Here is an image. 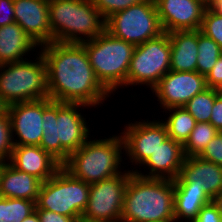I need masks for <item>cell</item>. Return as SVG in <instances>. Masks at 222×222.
<instances>
[{
	"instance_id": "cell-1",
	"label": "cell",
	"mask_w": 222,
	"mask_h": 222,
	"mask_svg": "<svg viewBox=\"0 0 222 222\" xmlns=\"http://www.w3.org/2000/svg\"><path fill=\"white\" fill-rule=\"evenodd\" d=\"M39 50L46 62L48 93L53 101L96 108L112 95L97 79L82 44L51 42Z\"/></svg>"
},
{
	"instance_id": "cell-2",
	"label": "cell",
	"mask_w": 222,
	"mask_h": 222,
	"mask_svg": "<svg viewBox=\"0 0 222 222\" xmlns=\"http://www.w3.org/2000/svg\"><path fill=\"white\" fill-rule=\"evenodd\" d=\"M89 108L80 103L43 99V136L40 147L63 164L70 154L90 138V125L80 112ZM79 110V111H78Z\"/></svg>"
},
{
	"instance_id": "cell-3",
	"label": "cell",
	"mask_w": 222,
	"mask_h": 222,
	"mask_svg": "<svg viewBox=\"0 0 222 222\" xmlns=\"http://www.w3.org/2000/svg\"><path fill=\"white\" fill-rule=\"evenodd\" d=\"M121 219L125 222H175L174 181L146 178L132 172Z\"/></svg>"
},
{
	"instance_id": "cell-4",
	"label": "cell",
	"mask_w": 222,
	"mask_h": 222,
	"mask_svg": "<svg viewBox=\"0 0 222 222\" xmlns=\"http://www.w3.org/2000/svg\"><path fill=\"white\" fill-rule=\"evenodd\" d=\"M48 8L51 42L81 44L105 31V19L92 0H55Z\"/></svg>"
},
{
	"instance_id": "cell-5",
	"label": "cell",
	"mask_w": 222,
	"mask_h": 222,
	"mask_svg": "<svg viewBox=\"0 0 222 222\" xmlns=\"http://www.w3.org/2000/svg\"><path fill=\"white\" fill-rule=\"evenodd\" d=\"M122 150L124 143L121 134L104 139L89 138L69 155L62 167L73 177L93 184L122 173Z\"/></svg>"
},
{
	"instance_id": "cell-6",
	"label": "cell",
	"mask_w": 222,
	"mask_h": 222,
	"mask_svg": "<svg viewBox=\"0 0 222 222\" xmlns=\"http://www.w3.org/2000/svg\"><path fill=\"white\" fill-rule=\"evenodd\" d=\"M100 83L112 94L127 87V73L135 47L106 30L95 39L81 43Z\"/></svg>"
},
{
	"instance_id": "cell-7",
	"label": "cell",
	"mask_w": 222,
	"mask_h": 222,
	"mask_svg": "<svg viewBox=\"0 0 222 222\" xmlns=\"http://www.w3.org/2000/svg\"><path fill=\"white\" fill-rule=\"evenodd\" d=\"M33 61L0 65V95L8 104L49 98L46 62L40 53Z\"/></svg>"
},
{
	"instance_id": "cell-8",
	"label": "cell",
	"mask_w": 222,
	"mask_h": 222,
	"mask_svg": "<svg viewBox=\"0 0 222 222\" xmlns=\"http://www.w3.org/2000/svg\"><path fill=\"white\" fill-rule=\"evenodd\" d=\"M90 184L73 177L61 167L42 183L35 209H44L81 222L89 199Z\"/></svg>"
},
{
	"instance_id": "cell-9",
	"label": "cell",
	"mask_w": 222,
	"mask_h": 222,
	"mask_svg": "<svg viewBox=\"0 0 222 222\" xmlns=\"http://www.w3.org/2000/svg\"><path fill=\"white\" fill-rule=\"evenodd\" d=\"M105 30L134 46L164 33L154 0H145L112 14L105 20Z\"/></svg>"
},
{
	"instance_id": "cell-10",
	"label": "cell",
	"mask_w": 222,
	"mask_h": 222,
	"mask_svg": "<svg viewBox=\"0 0 222 222\" xmlns=\"http://www.w3.org/2000/svg\"><path fill=\"white\" fill-rule=\"evenodd\" d=\"M171 45L169 34L148 40L135 47L127 73V86L145 85L152 90L170 71Z\"/></svg>"
},
{
	"instance_id": "cell-11",
	"label": "cell",
	"mask_w": 222,
	"mask_h": 222,
	"mask_svg": "<svg viewBox=\"0 0 222 222\" xmlns=\"http://www.w3.org/2000/svg\"><path fill=\"white\" fill-rule=\"evenodd\" d=\"M132 171L90 184L89 199L81 222H109L121 219L124 195Z\"/></svg>"
},
{
	"instance_id": "cell-12",
	"label": "cell",
	"mask_w": 222,
	"mask_h": 222,
	"mask_svg": "<svg viewBox=\"0 0 222 222\" xmlns=\"http://www.w3.org/2000/svg\"><path fill=\"white\" fill-rule=\"evenodd\" d=\"M139 120L124 125L121 136L124 143L123 152L137 166H142L152 153L168 138L165 124L160 120ZM127 154V155H126Z\"/></svg>"
},
{
	"instance_id": "cell-13",
	"label": "cell",
	"mask_w": 222,
	"mask_h": 222,
	"mask_svg": "<svg viewBox=\"0 0 222 222\" xmlns=\"http://www.w3.org/2000/svg\"><path fill=\"white\" fill-rule=\"evenodd\" d=\"M205 75L193 72L168 71L152 89L160 107L165 110L184 107L198 93L207 89Z\"/></svg>"
},
{
	"instance_id": "cell-14",
	"label": "cell",
	"mask_w": 222,
	"mask_h": 222,
	"mask_svg": "<svg viewBox=\"0 0 222 222\" xmlns=\"http://www.w3.org/2000/svg\"><path fill=\"white\" fill-rule=\"evenodd\" d=\"M8 114L14 146H39L43 136V99L11 104Z\"/></svg>"
},
{
	"instance_id": "cell-15",
	"label": "cell",
	"mask_w": 222,
	"mask_h": 222,
	"mask_svg": "<svg viewBox=\"0 0 222 222\" xmlns=\"http://www.w3.org/2000/svg\"><path fill=\"white\" fill-rule=\"evenodd\" d=\"M154 2L164 32L200 29L206 9L204 0H154Z\"/></svg>"
},
{
	"instance_id": "cell-16",
	"label": "cell",
	"mask_w": 222,
	"mask_h": 222,
	"mask_svg": "<svg viewBox=\"0 0 222 222\" xmlns=\"http://www.w3.org/2000/svg\"><path fill=\"white\" fill-rule=\"evenodd\" d=\"M14 20L39 47L51 43L48 2L14 0Z\"/></svg>"
},
{
	"instance_id": "cell-17",
	"label": "cell",
	"mask_w": 222,
	"mask_h": 222,
	"mask_svg": "<svg viewBox=\"0 0 222 222\" xmlns=\"http://www.w3.org/2000/svg\"><path fill=\"white\" fill-rule=\"evenodd\" d=\"M175 186H197L213 199L222 191V166L199 156L185 157Z\"/></svg>"
},
{
	"instance_id": "cell-18",
	"label": "cell",
	"mask_w": 222,
	"mask_h": 222,
	"mask_svg": "<svg viewBox=\"0 0 222 222\" xmlns=\"http://www.w3.org/2000/svg\"><path fill=\"white\" fill-rule=\"evenodd\" d=\"M183 144L168 137L144 162L143 168L149 169L143 173L134 168L131 170L146 178H161L175 180L185 160ZM142 172V173H141Z\"/></svg>"
},
{
	"instance_id": "cell-19",
	"label": "cell",
	"mask_w": 222,
	"mask_h": 222,
	"mask_svg": "<svg viewBox=\"0 0 222 222\" xmlns=\"http://www.w3.org/2000/svg\"><path fill=\"white\" fill-rule=\"evenodd\" d=\"M19 171L34 175L45 182L51 178L62 164L40 146H14L8 161Z\"/></svg>"
},
{
	"instance_id": "cell-20",
	"label": "cell",
	"mask_w": 222,
	"mask_h": 222,
	"mask_svg": "<svg viewBox=\"0 0 222 222\" xmlns=\"http://www.w3.org/2000/svg\"><path fill=\"white\" fill-rule=\"evenodd\" d=\"M43 181L34 175L19 171L9 162L0 168V197L37 201Z\"/></svg>"
},
{
	"instance_id": "cell-21",
	"label": "cell",
	"mask_w": 222,
	"mask_h": 222,
	"mask_svg": "<svg viewBox=\"0 0 222 222\" xmlns=\"http://www.w3.org/2000/svg\"><path fill=\"white\" fill-rule=\"evenodd\" d=\"M168 34L171 45L170 70L197 71L198 30H178Z\"/></svg>"
},
{
	"instance_id": "cell-22",
	"label": "cell",
	"mask_w": 222,
	"mask_h": 222,
	"mask_svg": "<svg viewBox=\"0 0 222 222\" xmlns=\"http://www.w3.org/2000/svg\"><path fill=\"white\" fill-rule=\"evenodd\" d=\"M36 48L38 51L39 46L18 23L0 27V65L23 61L26 55Z\"/></svg>"
},
{
	"instance_id": "cell-23",
	"label": "cell",
	"mask_w": 222,
	"mask_h": 222,
	"mask_svg": "<svg viewBox=\"0 0 222 222\" xmlns=\"http://www.w3.org/2000/svg\"><path fill=\"white\" fill-rule=\"evenodd\" d=\"M211 201L212 198L204 191V188L174 185L175 222H183V219L185 222H194L201 208Z\"/></svg>"
},
{
	"instance_id": "cell-24",
	"label": "cell",
	"mask_w": 222,
	"mask_h": 222,
	"mask_svg": "<svg viewBox=\"0 0 222 222\" xmlns=\"http://www.w3.org/2000/svg\"><path fill=\"white\" fill-rule=\"evenodd\" d=\"M168 113V118L162 120L168 132V137L174 141L184 144L192 130L195 128L196 120L184 107H174L163 110Z\"/></svg>"
},
{
	"instance_id": "cell-25",
	"label": "cell",
	"mask_w": 222,
	"mask_h": 222,
	"mask_svg": "<svg viewBox=\"0 0 222 222\" xmlns=\"http://www.w3.org/2000/svg\"><path fill=\"white\" fill-rule=\"evenodd\" d=\"M220 132L209 122H196L187 141L183 144L186 157L200 156L207 144Z\"/></svg>"
},
{
	"instance_id": "cell-26",
	"label": "cell",
	"mask_w": 222,
	"mask_h": 222,
	"mask_svg": "<svg viewBox=\"0 0 222 222\" xmlns=\"http://www.w3.org/2000/svg\"><path fill=\"white\" fill-rule=\"evenodd\" d=\"M221 92L222 91L216 89L207 88L189 100L184 108L191 114L196 122L210 123L214 101Z\"/></svg>"
},
{
	"instance_id": "cell-27",
	"label": "cell",
	"mask_w": 222,
	"mask_h": 222,
	"mask_svg": "<svg viewBox=\"0 0 222 222\" xmlns=\"http://www.w3.org/2000/svg\"><path fill=\"white\" fill-rule=\"evenodd\" d=\"M35 208V201L0 197V222H22Z\"/></svg>"
},
{
	"instance_id": "cell-28",
	"label": "cell",
	"mask_w": 222,
	"mask_h": 222,
	"mask_svg": "<svg viewBox=\"0 0 222 222\" xmlns=\"http://www.w3.org/2000/svg\"><path fill=\"white\" fill-rule=\"evenodd\" d=\"M221 55L222 49L220 46L198 29L197 72L206 76L212 70Z\"/></svg>"
},
{
	"instance_id": "cell-29",
	"label": "cell",
	"mask_w": 222,
	"mask_h": 222,
	"mask_svg": "<svg viewBox=\"0 0 222 222\" xmlns=\"http://www.w3.org/2000/svg\"><path fill=\"white\" fill-rule=\"evenodd\" d=\"M201 33L213 39L222 49V15L213 8H206L204 11Z\"/></svg>"
},
{
	"instance_id": "cell-30",
	"label": "cell",
	"mask_w": 222,
	"mask_h": 222,
	"mask_svg": "<svg viewBox=\"0 0 222 222\" xmlns=\"http://www.w3.org/2000/svg\"><path fill=\"white\" fill-rule=\"evenodd\" d=\"M14 148L9 114L0 116V162L9 161Z\"/></svg>"
},
{
	"instance_id": "cell-31",
	"label": "cell",
	"mask_w": 222,
	"mask_h": 222,
	"mask_svg": "<svg viewBox=\"0 0 222 222\" xmlns=\"http://www.w3.org/2000/svg\"><path fill=\"white\" fill-rule=\"evenodd\" d=\"M145 0H92L93 5L106 20L112 14L125 10L126 8L140 4Z\"/></svg>"
},
{
	"instance_id": "cell-32",
	"label": "cell",
	"mask_w": 222,
	"mask_h": 222,
	"mask_svg": "<svg viewBox=\"0 0 222 222\" xmlns=\"http://www.w3.org/2000/svg\"><path fill=\"white\" fill-rule=\"evenodd\" d=\"M204 160L211 161L222 166V134L216 135L206 146L199 156Z\"/></svg>"
},
{
	"instance_id": "cell-33",
	"label": "cell",
	"mask_w": 222,
	"mask_h": 222,
	"mask_svg": "<svg viewBox=\"0 0 222 222\" xmlns=\"http://www.w3.org/2000/svg\"><path fill=\"white\" fill-rule=\"evenodd\" d=\"M205 78L208 88L222 91V55Z\"/></svg>"
},
{
	"instance_id": "cell-34",
	"label": "cell",
	"mask_w": 222,
	"mask_h": 222,
	"mask_svg": "<svg viewBox=\"0 0 222 222\" xmlns=\"http://www.w3.org/2000/svg\"><path fill=\"white\" fill-rule=\"evenodd\" d=\"M194 222H222V217L216 205L211 201L201 208Z\"/></svg>"
},
{
	"instance_id": "cell-35",
	"label": "cell",
	"mask_w": 222,
	"mask_h": 222,
	"mask_svg": "<svg viewBox=\"0 0 222 222\" xmlns=\"http://www.w3.org/2000/svg\"><path fill=\"white\" fill-rule=\"evenodd\" d=\"M15 22L14 0H0V27Z\"/></svg>"
},
{
	"instance_id": "cell-36",
	"label": "cell",
	"mask_w": 222,
	"mask_h": 222,
	"mask_svg": "<svg viewBox=\"0 0 222 222\" xmlns=\"http://www.w3.org/2000/svg\"><path fill=\"white\" fill-rule=\"evenodd\" d=\"M40 222H77L73 217H68L56 212L44 209H35Z\"/></svg>"
},
{
	"instance_id": "cell-37",
	"label": "cell",
	"mask_w": 222,
	"mask_h": 222,
	"mask_svg": "<svg viewBox=\"0 0 222 222\" xmlns=\"http://www.w3.org/2000/svg\"><path fill=\"white\" fill-rule=\"evenodd\" d=\"M210 123L219 131H222V92L216 97Z\"/></svg>"
},
{
	"instance_id": "cell-38",
	"label": "cell",
	"mask_w": 222,
	"mask_h": 222,
	"mask_svg": "<svg viewBox=\"0 0 222 222\" xmlns=\"http://www.w3.org/2000/svg\"><path fill=\"white\" fill-rule=\"evenodd\" d=\"M212 202L216 205L218 208L220 215L222 217V191L218 193L213 199Z\"/></svg>"
},
{
	"instance_id": "cell-39",
	"label": "cell",
	"mask_w": 222,
	"mask_h": 222,
	"mask_svg": "<svg viewBox=\"0 0 222 222\" xmlns=\"http://www.w3.org/2000/svg\"><path fill=\"white\" fill-rule=\"evenodd\" d=\"M8 104L3 100V97L0 95V116L6 115L8 113Z\"/></svg>"
},
{
	"instance_id": "cell-40",
	"label": "cell",
	"mask_w": 222,
	"mask_h": 222,
	"mask_svg": "<svg viewBox=\"0 0 222 222\" xmlns=\"http://www.w3.org/2000/svg\"><path fill=\"white\" fill-rule=\"evenodd\" d=\"M22 222H40L37 211L27 216Z\"/></svg>"
},
{
	"instance_id": "cell-41",
	"label": "cell",
	"mask_w": 222,
	"mask_h": 222,
	"mask_svg": "<svg viewBox=\"0 0 222 222\" xmlns=\"http://www.w3.org/2000/svg\"><path fill=\"white\" fill-rule=\"evenodd\" d=\"M212 8H213L215 11H217L219 14L222 15V0H220L219 2H217Z\"/></svg>"
},
{
	"instance_id": "cell-42",
	"label": "cell",
	"mask_w": 222,
	"mask_h": 222,
	"mask_svg": "<svg viewBox=\"0 0 222 222\" xmlns=\"http://www.w3.org/2000/svg\"><path fill=\"white\" fill-rule=\"evenodd\" d=\"M206 8H212L220 0H204Z\"/></svg>"
},
{
	"instance_id": "cell-43",
	"label": "cell",
	"mask_w": 222,
	"mask_h": 222,
	"mask_svg": "<svg viewBox=\"0 0 222 222\" xmlns=\"http://www.w3.org/2000/svg\"><path fill=\"white\" fill-rule=\"evenodd\" d=\"M109 222H125L123 219L115 220V221H109Z\"/></svg>"
},
{
	"instance_id": "cell-44",
	"label": "cell",
	"mask_w": 222,
	"mask_h": 222,
	"mask_svg": "<svg viewBox=\"0 0 222 222\" xmlns=\"http://www.w3.org/2000/svg\"><path fill=\"white\" fill-rule=\"evenodd\" d=\"M43 1H46V2H48V3H49V2H51V1H55V0H43Z\"/></svg>"
}]
</instances>
